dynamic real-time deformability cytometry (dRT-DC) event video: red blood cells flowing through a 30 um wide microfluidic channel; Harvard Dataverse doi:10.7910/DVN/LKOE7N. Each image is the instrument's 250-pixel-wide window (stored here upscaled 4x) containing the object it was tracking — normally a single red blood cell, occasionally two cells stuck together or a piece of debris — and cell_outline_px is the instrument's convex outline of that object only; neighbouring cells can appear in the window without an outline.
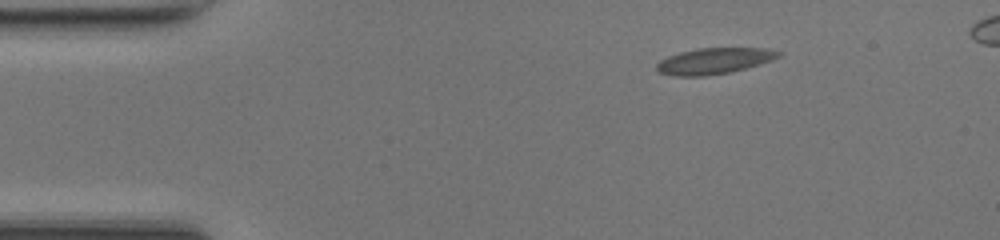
{"species": "common noctule bat (a hibernating species)", "species_latin": "Nyctalus noctula", "temperature_condition": "room temperature", "stored_images_in_passage": 41, "camera_frame_rate_fps": 3000, "um_per_image_px": 0.085, "animal": {"sex": "female", "body_mass_g": 17.0, "forearm_length_mm": 48.0}, "frame": {"image": 1, "passage_image": 1, "time_ms": 0.0, "image_size_px": [1000, 240], "cell_outline_px": [[784, 52], [780, 56], [772, 60], [760, 64], [728, 72], [704, 76], [672, 76], [660, 72], [656, 68], [656, 64], [660, 60], [668, 56], [680, 52], [696, 48], [768, 48]], "centroid_in_image_um": [60.71, 5.17], "position_along_channel_um": 24.3, "area_um2": 18.5}}
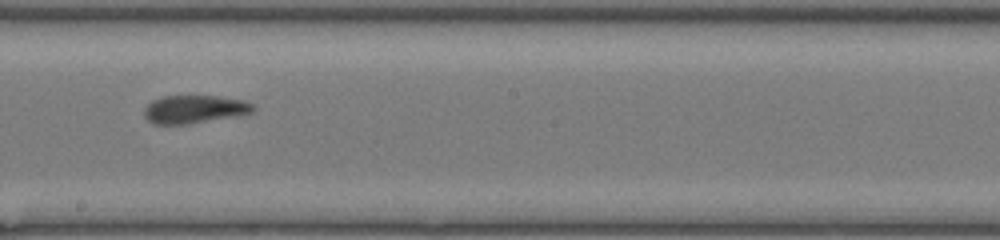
{"frame": {"image": 2, "passage_image": 21, "time_ms": 6.667, "image_size_px": [1000, 240], "cell_outline_px": [[256, 108], [252, 112], [240, 116], [188, 124], [152, 124], [144, 116], [144, 108], [152, 100], [164, 96], [216, 96], [244, 100], [252, 104]], "centroid_in_image_um": [16.54, 9.29], "position_along_channel_um": 231.7, "area_um2": 17.98}}
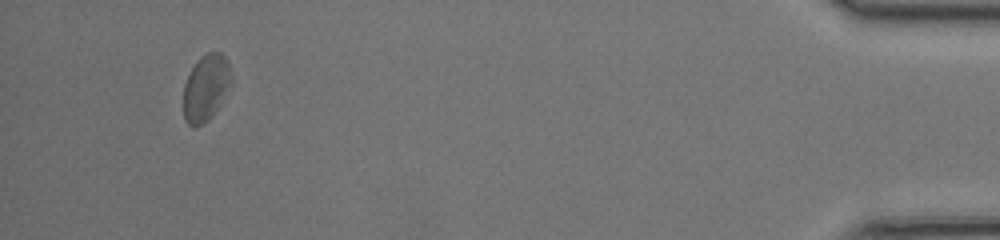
{"frame": {"image": 3, "passage_image": 40, "time_ms": 13.0, "image_size_px": [1000, 240], "cell_outline_px": [[232, 80], [216, 108], [208, 120], [200, 124], [188, 124], [184, 120], [184, 84], [192, 68], [200, 56], [208, 52], [220, 52], [228, 60], [232, 76]], "centroid_in_image_um": [17.5, 7.39], "position_along_channel_um": 417.7, "area_um2": 17.98}}